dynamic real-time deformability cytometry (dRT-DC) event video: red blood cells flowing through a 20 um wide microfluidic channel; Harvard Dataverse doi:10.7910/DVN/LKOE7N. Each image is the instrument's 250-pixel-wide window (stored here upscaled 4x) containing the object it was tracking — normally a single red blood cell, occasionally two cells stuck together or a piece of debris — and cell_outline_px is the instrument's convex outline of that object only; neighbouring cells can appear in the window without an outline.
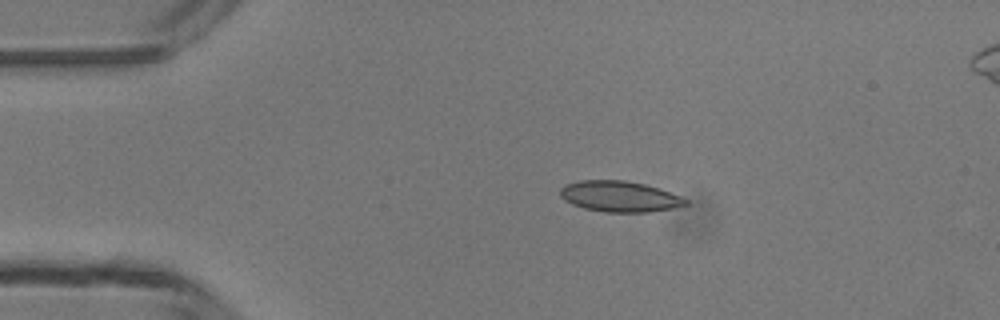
{"species": "common noctule bat (a hibernating species)", "species_latin": "Nyctalus noctula", "temperature_condition": "room temperature", "stored_images_in_passage": 4, "camera_frame_rate_fps": 3000, "um_per_image_px": 0.085, "animal": {"sex": "male", "body_mass_g": 13.3}, "frame": {"image": 1, "passage_image": 3, "time_ms": 2.333, "image_size_px": [1000, 320], "cell_outline_px": [[688, 204], [672, 208], [648, 212], [604, 212], [584, 208], [572, 204], [564, 200], [560, 196], [560, 188], [564, 184], [580, 180], [624, 180], [644, 184], [660, 188], [680, 196], [688, 200]], "centroid_in_image_um": [52.64, 16.69], "position_along_channel_um": 32.4, "area_um2": 22.6}}